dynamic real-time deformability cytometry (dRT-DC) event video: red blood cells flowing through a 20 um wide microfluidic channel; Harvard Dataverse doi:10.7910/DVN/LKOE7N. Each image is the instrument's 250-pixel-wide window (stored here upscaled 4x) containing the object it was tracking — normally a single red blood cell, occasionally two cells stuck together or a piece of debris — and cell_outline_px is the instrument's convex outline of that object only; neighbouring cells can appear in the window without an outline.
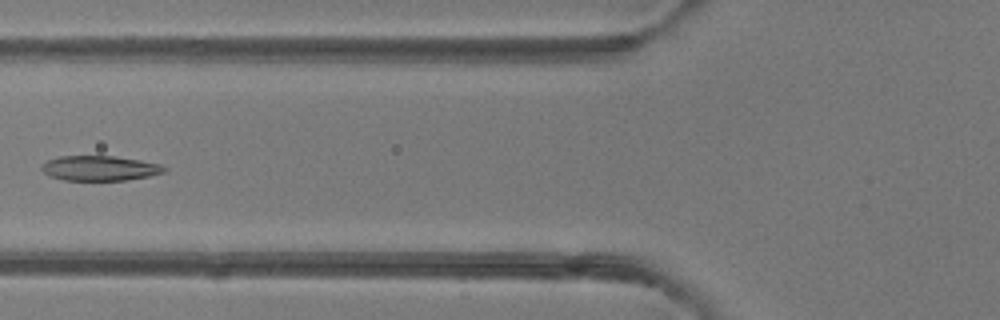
{"species": "common noctule bat (a hibernating species)", "species_latin": "Nyctalus noctula", "temperature_condition": "room temperature", "stored_images_in_passage": 7, "camera_frame_rate_fps": 3000, "um_per_image_px": 0.085, "animal": {"sex": "female"}, "frame": {"image": 1, "passage_image": 6, "time_ms": 5.667, "image_size_px": [1000, 320], "cell_outline_px": [[168, 168], [164, 172], [148, 176], [128, 180], [64, 180], [48, 176], [40, 168], [40, 164], [48, 160], [60, 156], [116, 156], [140, 160], [160, 164]], "centroid_in_image_um": [8.46, 14.29], "position_along_channel_um": 117.3, "area_um2": 17.92}}
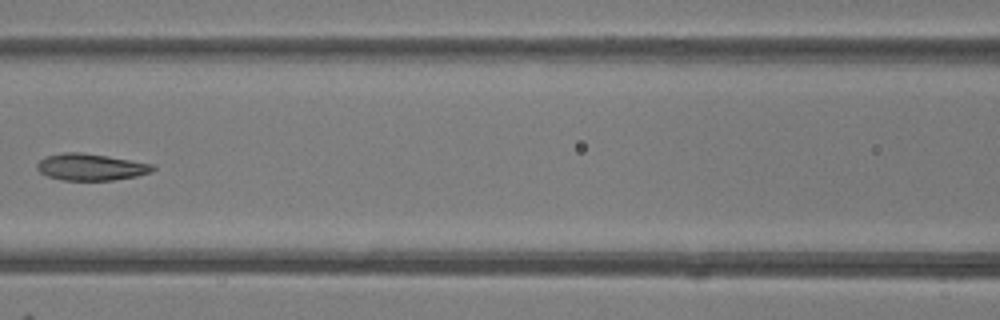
{"frame": {"image": 2, "passage_image": 7, "time_ms": 6.667, "image_size_px": [1000, 320], "cell_outline_px": [[156, 168], [152, 172], [136, 176], [112, 180], [60, 180], [48, 176], [40, 172], [36, 168], [36, 164], [44, 156], [64, 152], [80, 152], [108, 156], [156, 164]], "centroid_in_image_um": [7.73, 14.19], "position_along_channel_um": 158.9, "area_um2": 18.21}}